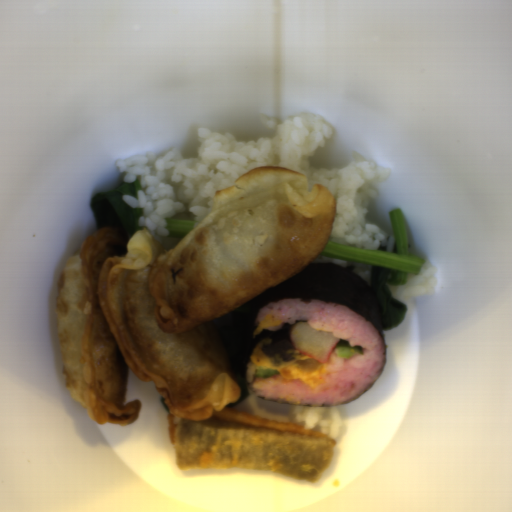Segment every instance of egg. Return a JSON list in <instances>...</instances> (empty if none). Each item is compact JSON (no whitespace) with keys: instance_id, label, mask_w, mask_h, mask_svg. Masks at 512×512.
Listing matches in <instances>:
<instances>
[{"instance_id":"d2b9013d","label":"egg","mask_w":512,"mask_h":512,"mask_svg":"<svg viewBox=\"0 0 512 512\" xmlns=\"http://www.w3.org/2000/svg\"><path fill=\"white\" fill-rule=\"evenodd\" d=\"M250 362L257 366L275 370L284 379L297 378L306 388L318 387L328 373L326 363H317L298 349L293 353L292 360L268 356L260 348L250 354Z\"/></svg>"}]
</instances>
